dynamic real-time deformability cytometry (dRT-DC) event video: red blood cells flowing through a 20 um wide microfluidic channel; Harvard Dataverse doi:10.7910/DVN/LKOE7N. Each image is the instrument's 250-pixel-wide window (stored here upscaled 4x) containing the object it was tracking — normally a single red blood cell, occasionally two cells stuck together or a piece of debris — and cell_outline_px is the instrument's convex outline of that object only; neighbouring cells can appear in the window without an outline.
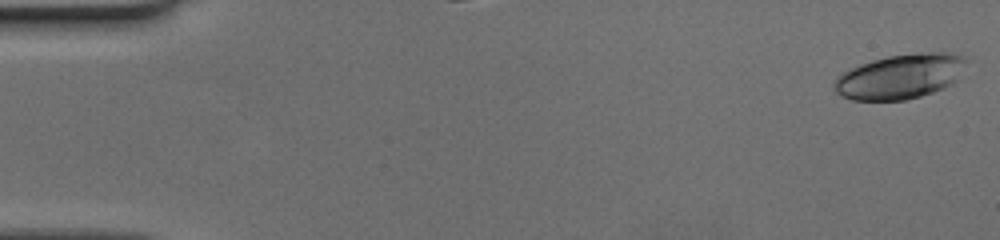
{"species": "human", "species_latin": "Homo sapiens", "temperature_condition": "cold", "stored_images_in_passage": 49, "camera_frame_rate_fps": 3000, "um_per_image_px": 0.085, "donor": {"sex": "female"}, "frame": {"image": 1, "passage_image": 1, "time_ms": 0.0, "image_size_px": [1000, 240], "cell_outline_px": [[968, 60], [956, 80], [952, 84], [932, 92], [920, 96], [904, 100], [852, 100], [840, 96], [832, 88], [836, 76], [860, 64], [872, 60], [888, 56], [920, 52], [948, 52], [964, 56]], "centroid_in_image_um": [76.5, 6.49], "position_along_channel_um": 8.5, "area_um2": 34.51}}
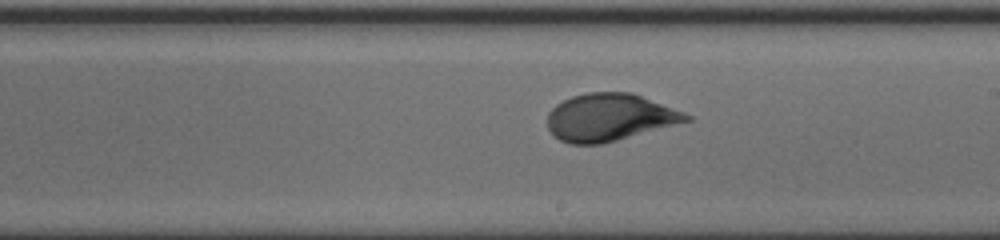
{"frame": {"image": 2, "passage_image": 28, "time_ms": 9.0, "image_size_px": [1000, 240], "cell_outline_px": [[692, 120], [616, 140], [600, 144], [572, 144], [560, 140], [548, 128], [548, 112], [556, 104], [572, 96], [588, 92], [632, 92], [684, 112], [692, 116]], "centroid_in_image_um": [51.81, 9.96], "position_along_channel_um": 237.2, "area_um2": 38.03}}
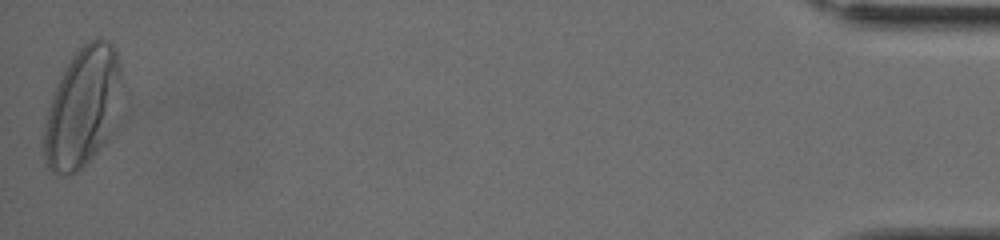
{"frame": {"image": 3, "passage_image": 49, "time_ms": 16.0, "image_size_px": [1000, 240], "cell_outline_px": [[128, 92], [124, 120], [116, 132], [76, 172], [52, 172], [48, 168], [44, 156], [44, 116], [56, 84], [60, 76], [72, 56], [88, 40], [96, 36], [100, 36], [108, 40], [112, 44], [116, 52]], "centroid_in_image_um": [7.19, 9.06], "position_along_channel_um": 428.0, "area_um2": 57.16}}